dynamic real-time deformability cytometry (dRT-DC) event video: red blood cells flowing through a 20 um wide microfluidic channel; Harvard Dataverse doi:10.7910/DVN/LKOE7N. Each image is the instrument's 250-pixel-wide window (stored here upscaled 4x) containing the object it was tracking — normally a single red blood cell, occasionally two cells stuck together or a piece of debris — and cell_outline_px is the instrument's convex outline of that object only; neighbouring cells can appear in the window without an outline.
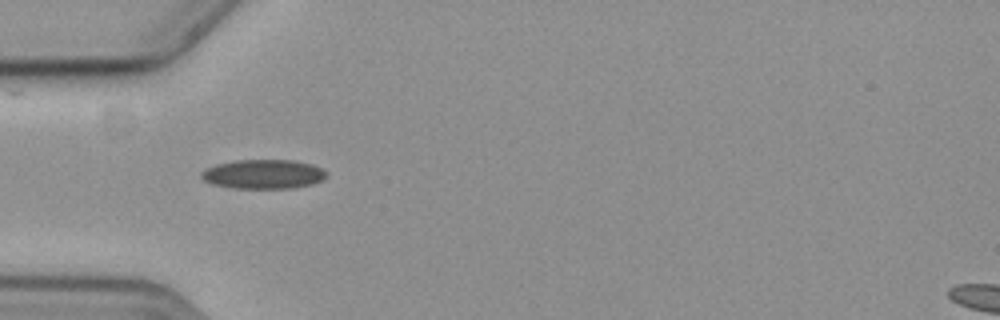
{"species": "common noctule bat (a hibernating species)", "species_latin": "Nyctalus noctula", "temperature_condition": "cold", "stored_images_in_passage": 37, "camera_frame_rate_fps": 3000, "um_per_image_px": 0.085, "animal": {"sex": "female", "body_mass_g": 19.3, "forearm_length_mm": 54.1}, "frame": {"image": 1, "passage_image": 1, "time_ms": 0.0, "image_size_px": [1000, 320], "cell_outline_px": [[328, 176], [324, 180], [312, 184], [292, 188], [232, 188], [212, 184], [204, 180], [200, 176], [200, 172], [204, 168], [216, 164], [236, 160], [296, 160], [312, 164], [328, 172]], "centroid_in_image_um": [22.39, 14.8], "position_along_channel_um": 62.6, "area_um2": 21.62}}
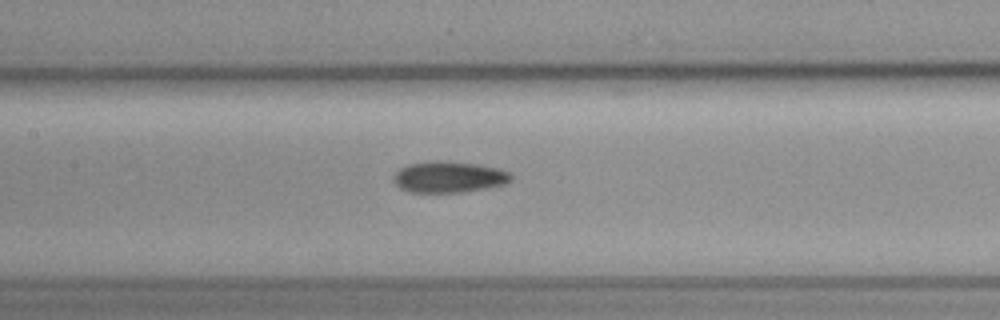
{"frame": {"image": 2, "passage_image": 10, "time_ms": 3.0, "image_size_px": [1000, 320], "cell_outline_px": [[512, 180], [504, 184], [488, 188], [460, 192], [412, 192], [400, 188], [396, 184], [392, 176], [400, 168], [408, 164], [432, 160], [440, 160], [480, 164], [500, 168], [512, 172]], "centroid_in_image_um": [38.19, 15.02], "position_along_channel_um": 169.2, "area_um2": 21.68}}
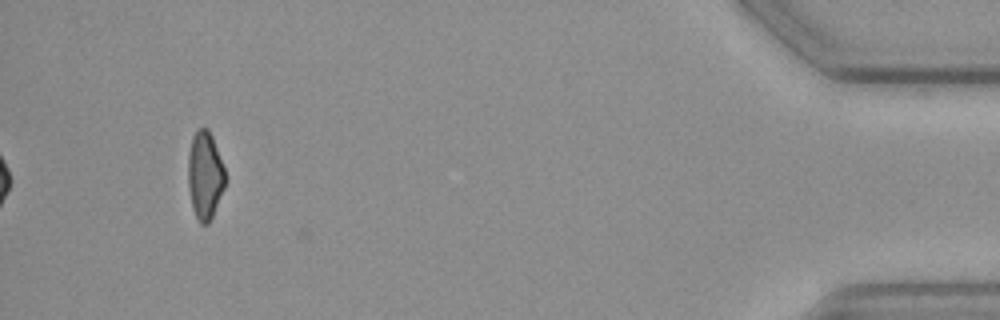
{"frame": {"image": 3, "passage_image": 37, "time_ms": 12.0, "image_size_px": [1000, 320], "cell_outline_px": [[228, 180], [212, 216], [208, 224], [200, 224], [196, 216], [192, 204], [188, 188], [188, 152], [192, 136], [196, 128], [208, 128], [212, 136], [224, 168]], "centroid_in_image_um": [17.42, 14.87], "position_along_channel_um": 417.8, "area_um2": 19.19}, "authors_computed_cell_mechanics": {"area_um2": 20.5768, "velocity_mm_per_s": 3.6086, "shape_relaxation_time_tau1_ms": 9.1816, "shape_relaxation_time_tau2_ms": null, "deformation_change_tau1": 0.1325, "deformation_change_tau2": null}}